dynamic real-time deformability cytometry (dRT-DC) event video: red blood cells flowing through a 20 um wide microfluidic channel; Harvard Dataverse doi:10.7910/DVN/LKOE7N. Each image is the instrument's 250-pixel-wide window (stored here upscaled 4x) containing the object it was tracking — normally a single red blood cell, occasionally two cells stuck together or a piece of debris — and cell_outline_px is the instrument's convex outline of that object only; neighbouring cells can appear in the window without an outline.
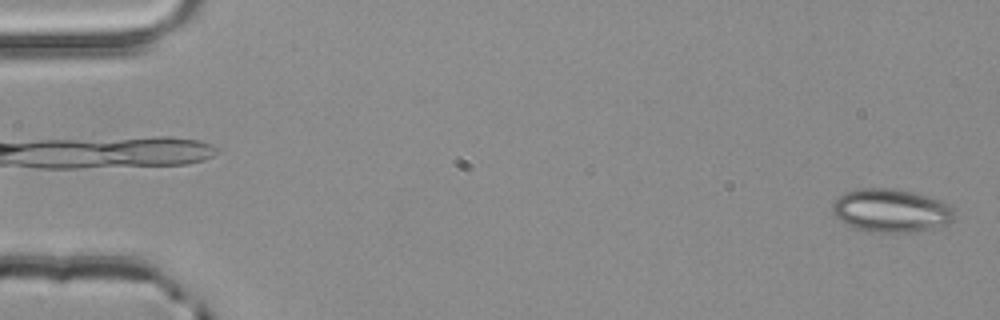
{"species": "common noctule bat (a hibernating species)", "species_latin": "Nyctalus noctula", "temperature_condition": "room temperature", "stored_images_in_passage": 52, "camera_frame_rate_fps": 3000, "um_per_image_px": 0.085, "animal": {"sex": "male", "body_mass_g": 20.4}, "frame": {"image": 1, "passage_image": 1, "time_ms": 0.0, "image_size_px": [1000, 320], "cell_outline_px": [[956, 216], [948, 224], [916, 232], [864, 232], [840, 220], [832, 212], [832, 204], [844, 192], [860, 188], [896, 188], [912, 192], [940, 200], [948, 204], [956, 212]], "centroid_in_image_um": [75.76, 17.9], "position_along_channel_um": 9.2, "area_um2": 30.92}}
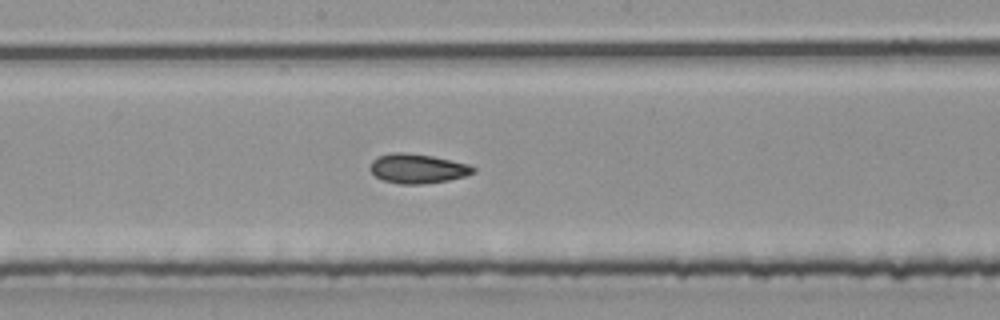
{"frame": {"image": 2, "passage_image": 28, "time_ms": 9.0, "image_size_px": [1000, 320], "cell_outline_px": [[476, 172], [464, 176], [448, 180], [424, 184], [400, 184], [384, 180], [376, 176], [368, 168], [372, 160], [376, 156], [392, 152], [404, 152], [432, 156], [468, 164], [476, 168]], "centroid_in_image_um": [35.46, 14.32], "position_along_channel_um": 212.7, "area_um2": 17.74}}
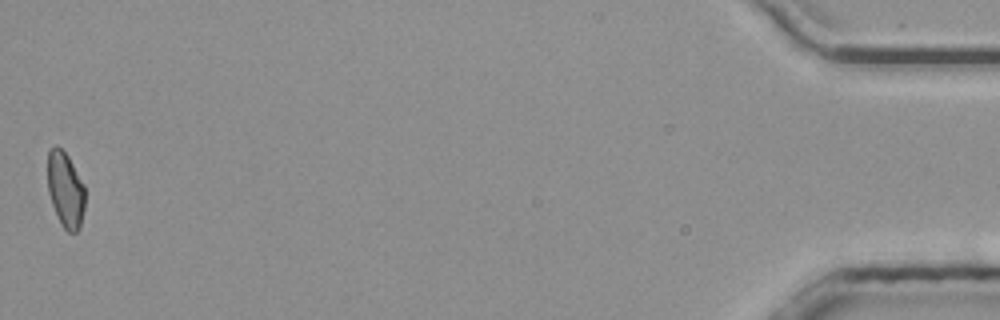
{"frame": {"image": 3, "passage_image": 52, "time_ms": 17.0, "image_size_px": [1000, 320], "cell_outline_px": [[84, 208], [80, 228], [76, 232], [68, 232], [60, 224], [52, 204], [48, 192], [48, 148], [52, 144], [56, 144], [68, 156], [84, 184]], "centroid_in_image_um": [5.55, 16.1], "position_along_channel_um": 429.7, "area_um2": 16.59}, "authors_computed_cell_mechanics": {"area_um2": 17.7157, "velocity_mm_per_s": 3.987, "shape_relaxation_time_tau1_ms": 6.7562, "shape_relaxation_time_tau2_ms": 7.5569, "deformation_change_tau1": 0.1243, "deformation_change_tau2": 0.0913}}